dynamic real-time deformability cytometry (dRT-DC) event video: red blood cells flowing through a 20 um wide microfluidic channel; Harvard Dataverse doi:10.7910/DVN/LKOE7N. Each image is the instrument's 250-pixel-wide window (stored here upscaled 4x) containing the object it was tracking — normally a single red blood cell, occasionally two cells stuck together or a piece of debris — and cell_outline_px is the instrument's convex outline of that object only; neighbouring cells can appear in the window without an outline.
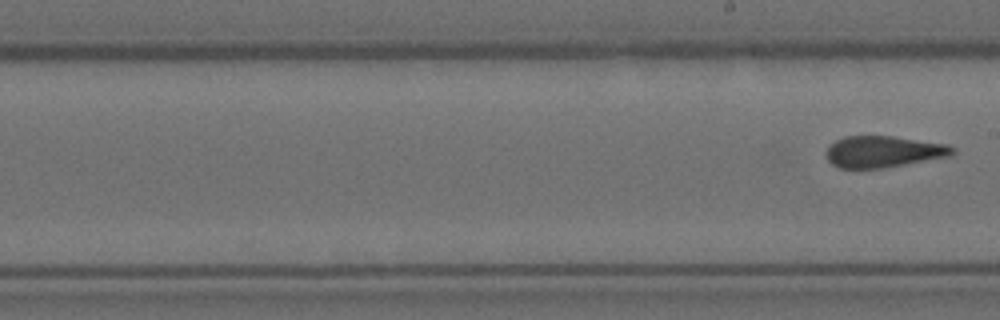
{"species": "Egyptian fruit bat (a non-hibernating species)", "species_latin": "Rousettus aegyptiacus", "temperature_condition": "room temperature", "stored_images_in_passage": 10, "segment_of_instrument_passage": [2, 2], "camera_frame_rate_fps": 3000, "um_per_image_px": 0.085, "animal": {"sex": "female"}, "frame": {"image": 1, "passage_image": 10, "time_ms": 3.0, "image_size_px": [1000, 320], "cell_outline_px": [[956, 152], [952, 156], [880, 168], [840, 168], [832, 164], [828, 160], [828, 148], [836, 140], [844, 136], [892, 136], [948, 144], [956, 148]], "centroid_in_image_um": [75.15, 12.88], "position_along_channel_um": 213.8, "area_um2": 23.0}}